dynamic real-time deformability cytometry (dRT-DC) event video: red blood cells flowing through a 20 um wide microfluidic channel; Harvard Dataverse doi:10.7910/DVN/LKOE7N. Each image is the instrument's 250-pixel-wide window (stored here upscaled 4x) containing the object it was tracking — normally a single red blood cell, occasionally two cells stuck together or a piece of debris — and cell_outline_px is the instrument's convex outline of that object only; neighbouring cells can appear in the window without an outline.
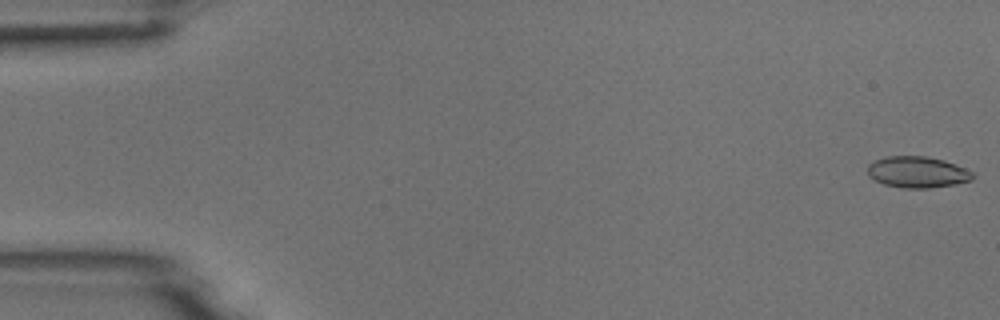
{"species": "common noctule bat (a hibernating species)", "species_latin": "Nyctalus noctula", "temperature_condition": "room temperature", "stored_images_in_passage": 5, "camera_frame_rate_fps": 3000, "um_per_image_px": 0.085, "animal": {"sex": "male", "body_mass_g": 18.8}, "frame": {"image": 1, "passage_image": 1, "time_ms": 0.0, "image_size_px": [1000, 320], "cell_outline_px": [[976, 176], [972, 180], [956, 184], [928, 188], [904, 188], [884, 184], [868, 176], [868, 164], [884, 156], [924, 156], [944, 160], [956, 164], [972, 172]], "centroid_in_image_um": [77.99, 14.63], "position_along_channel_um": 7.0, "area_um2": 19.19}}
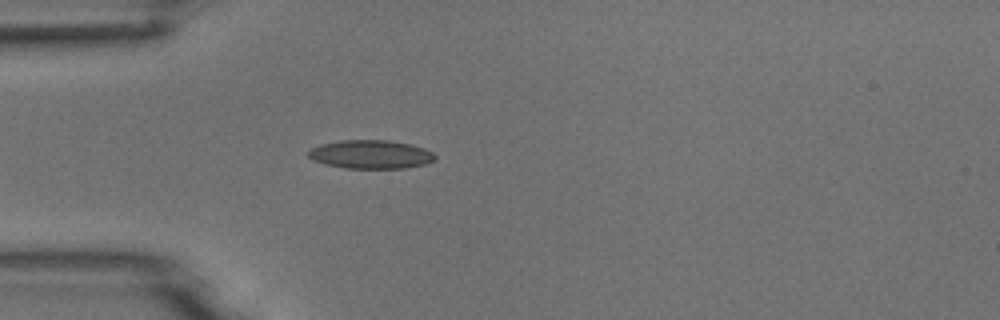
{"frame": {"image": 2, "passage_image": 5, "time_ms": 1.333, "image_size_px": [1000, 320], "cell_outline_px": [[436, 156], [428, 164], [404, 168], [344, 168], [324, 164], [312, 160], [308, 156], [308, 152], [312, 148], [320, 144], [340, 140], [388, 140], [408, 144], [424, 148], [432, 152]], "centroid_in_image_um": [31.49, 13.12], "position_along_channel_um": 53.5, "area_um2": 21.1}}